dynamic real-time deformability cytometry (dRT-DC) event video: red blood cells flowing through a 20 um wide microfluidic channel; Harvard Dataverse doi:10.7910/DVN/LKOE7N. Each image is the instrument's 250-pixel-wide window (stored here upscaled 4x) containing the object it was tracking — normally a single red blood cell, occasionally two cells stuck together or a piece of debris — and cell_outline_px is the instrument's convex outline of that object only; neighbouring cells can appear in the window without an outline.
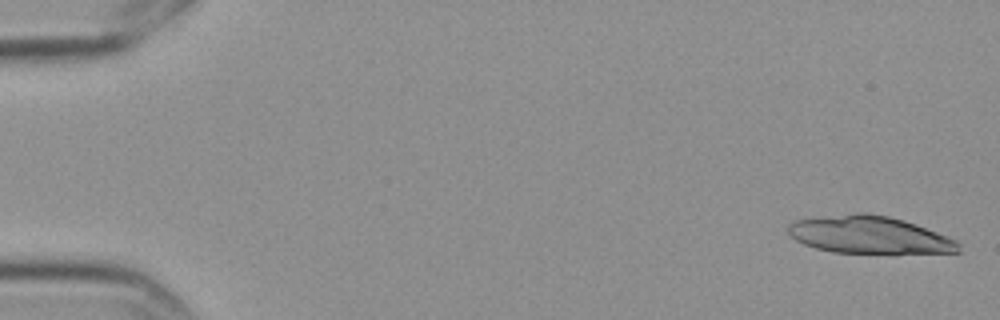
{"species": "Egyptian fruit bat (a non-hibernating species)", "species_latin": "Rousettus aegyptiacus", "temperature_condition": "cold", "stored_images_in_passage": 9, "camera_frame_rate_fps": 3000, "um_per_image_px": 0.085, "frame": {"image": 1, "passage_image": 1, "time_ms": 0.0, "image_size_px": [1000, 320], "cell_outline_px": [[960, 252], [896, 256], [832, 252], [816, 248], [804, 244], [788, 236], [788, 224], [796, 220], [856, 212], [860, 212], [888, 216], [904, 220], [916, 224], [956, 240], [960, 244]], "centroid_in_image_um": [73.95, 20.02], "position_along_channel_um": 11.0, "area_um2": 38.49}}
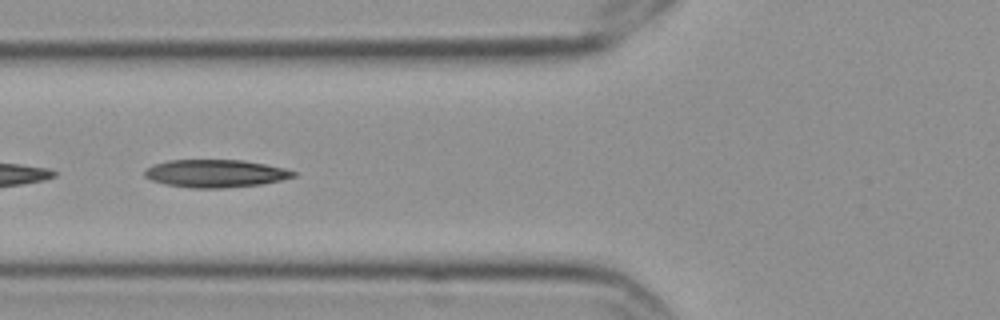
{"frame": {"image": 2, "passage_image": 7, "time_ms": 2.0, "image_size_px": [1000, 320], "cell_outline_px": [[296, 176], [280, 180], [260, 184], [224, 188], [192, 188], [164, 184], [152, 180], [144, 176], [144, 172], [148, 168], [156, 164], [168, 160], [244, 160], [284, 168], [296, 172]], "centroid_in_image_um": [18.31, 14.74], "position_along_channel_um": 107.5, "area_um2": 23.87}}
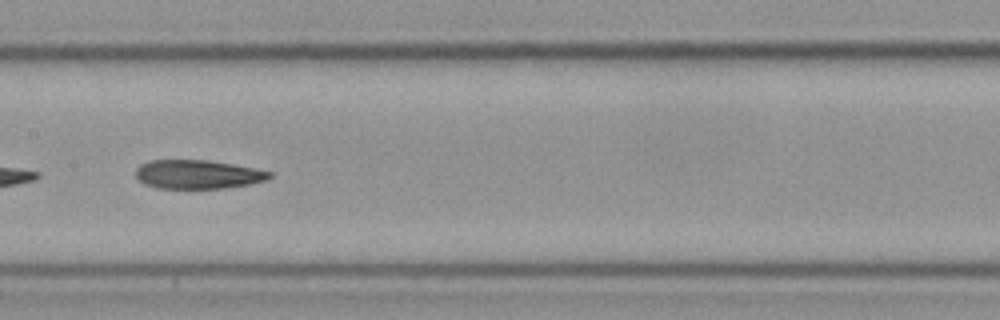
{"frame": {"image": 3, "passage_image": 9, "time_ms": 2.667, "image_size_px": [1000, 320], "cell_outline_px": [[272, 176], [264, 180], [248, 184], [224, 188], [156, 188], [144, 184], [136, 176], [136, 168], [140, 164], [148, 160], [208, 160], [232, 164], [272, 172]], "centroid_in_image_um": [16.75, 14.81], "position_along_channel_um": 190.6, "area_um2": 22.31}}